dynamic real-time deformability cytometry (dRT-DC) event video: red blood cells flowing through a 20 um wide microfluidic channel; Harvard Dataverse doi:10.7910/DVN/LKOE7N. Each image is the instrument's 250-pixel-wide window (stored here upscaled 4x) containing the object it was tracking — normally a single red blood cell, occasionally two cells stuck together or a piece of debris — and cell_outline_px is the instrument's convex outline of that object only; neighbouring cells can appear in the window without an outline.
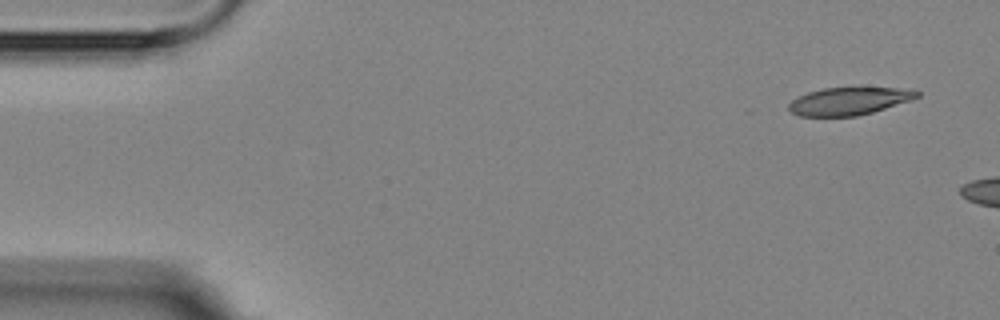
{"species": "Egyptian fruit bat (a non-hibernating species)", "species_latin": "Rousettus aegyptiacus", "temperature_condition": "room temperature", "stored_images_in_passage": 3, "camera_frame_rate_fps": 3000, "um_per_image_px": 0.085, "animal": {"sex": "female"}, "frame": {"image": 1, "passage_image": 1, "time_ms": 0.0, "image_size_px": [1000, 320], "cell_outline_px": [[920, 96], [912, 100], [872, 112], [856, 116], [800, 116], [792, 112], [788, 108], [788, 104], [792, 100], [808, 92], [824, 88], [912, 88], [920, 92]], "centroid_in_image_um": [72.21, 8.59], "position_along_channel_um": 12.8, "area_um2": 20.58}}